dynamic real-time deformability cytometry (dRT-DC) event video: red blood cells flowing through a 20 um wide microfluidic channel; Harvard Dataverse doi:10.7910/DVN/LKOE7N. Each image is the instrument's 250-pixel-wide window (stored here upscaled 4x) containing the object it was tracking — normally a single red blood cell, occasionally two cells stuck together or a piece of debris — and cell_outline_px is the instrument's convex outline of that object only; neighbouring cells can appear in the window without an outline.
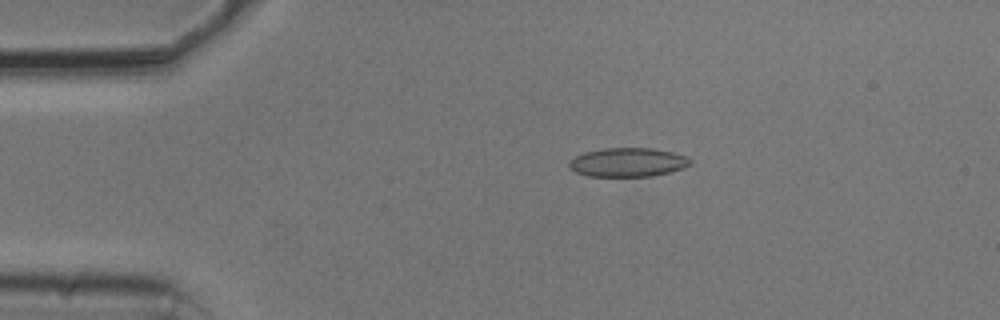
{"species": "common noctule bat (a hibernating species)", "species_latin": "Nyctalus noctula", "temperature_condition": "cold", "stored_images_in_passage": 53, "camera_frame_rate_fps": 3000, "um_per_image_px": 0.085, "animal": {"sex": "male", "body_mass_g": 20.5, "forearm_length_mm": 52.5}, "frame": {"image": 1, "passage_image": 10, "time_ms": 3.0, "image_size_px": [1000, 320], "cell_outline_px": [[692, 164], [684, 168], [652, 176], [588, 176], [576, 172], [568, 168], [568, 164], [576, 156], [584, 152], [604, 148], [652, 148], [672, 152], [684, 156], [692, 160]], "centroid_in_image_um": [53.36, 13.79], "position_along_channel_um": 31.6, "area_um2": 20.35}}
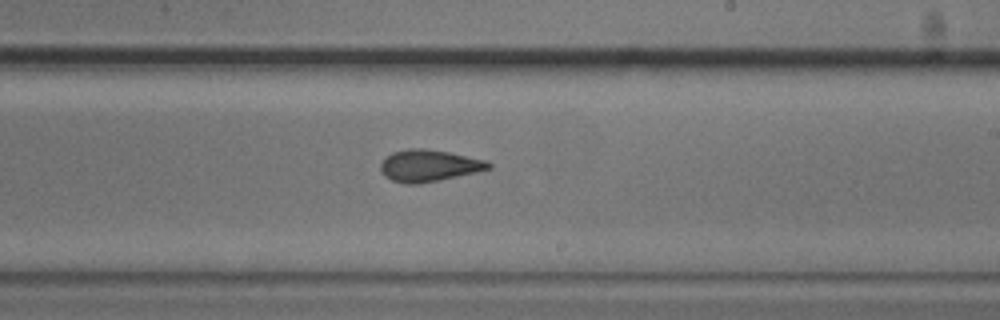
{"frame": {"image": 2, "passage_image": 31, "time_ms": 10.0, "image_size_px": [1000, 320], "cell_outline_px": [[492, 168], [476, 172], [440, 180], [420, 184], [408, 184], [392, 180], [384, 176], [380, 168], [380, 164], [392, 152], [408, 148], [424, 148], [448, 152], [484, 160], [492, 164]], "centroid_in_image_um": [36.44, 14.08], "position_along_channel_um": 252.6, "area_um2": 19.88}}
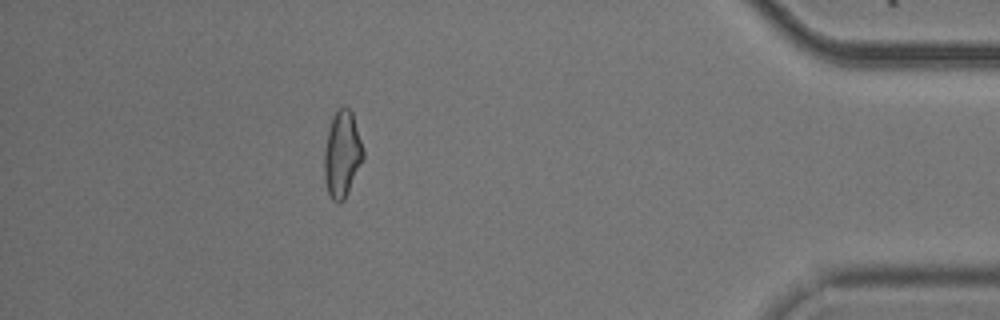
{"frame": {"image": 3, "passage_image": 47, "time_ms": 15.333, "image_size_px": [1000, 320], "cell_outline_px": [[364, 156], [344, 200], [340, 204], [336, 204], [332, 200], [328, 192], [324, 180], [324, 152], [328, 132], [332, 120], [336, 112], [344, 104], [352, 112], [364, 152]], "centroid_in_image_um": [29.07, 13.14], "position_along_channel_um": 406.1, "area_um2": 19.31}, "authors_computed_cell_mechanics": {"area_um2": 19.941, "velocity_mm_per_s": 3.7783, "shape_relaxation_time_tau1_ms": 4.5109, "shape_relaxation_time_tau2_ms": 2.1221, "deformation_change_tau1": 0.1059, "deformation_change_tau2": 0.0877}}